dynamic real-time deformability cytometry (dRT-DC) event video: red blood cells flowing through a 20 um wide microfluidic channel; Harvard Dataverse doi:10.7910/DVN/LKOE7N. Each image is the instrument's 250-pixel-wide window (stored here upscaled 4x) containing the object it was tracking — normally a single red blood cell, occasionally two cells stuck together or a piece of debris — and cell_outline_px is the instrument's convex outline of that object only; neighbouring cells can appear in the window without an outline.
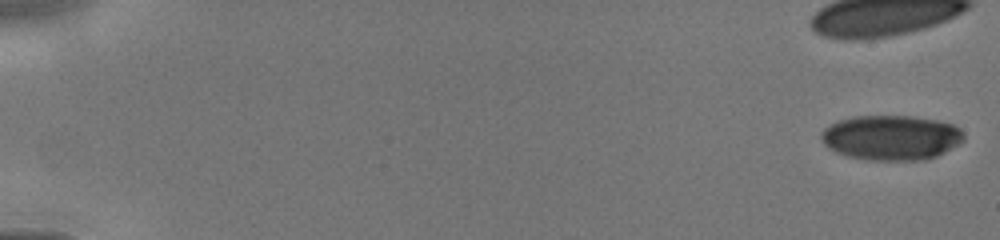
{"species": "human", "species_latin": "Homo sapiens", "temperature_condition": "cold", "stored_images_in_passage": 21, "camera_frame_rate_fps": 3000, "um_per_image_px": 0.085, "donor": {"sex": "male"}, "frame": {"image": 1, "passage_image": 1, "time_ms": 0.0, "image_size_px": [1000, 240], "cell_outline_px": [[964, 140], [944, 152], [936, 156], [924, 160], [868, 160], [848, 156], [836, 152], [828, 148], [820, 140], [820, 132], [824, 128], [840, 120], [852, 116], [912, 116], [936, 120], [952, 124], [960, 128], [964, 136]], "centroid_in_image_um": [75.72, 11.69], "position_along_channel_um": 9.3, "area_um2": 37.34}}